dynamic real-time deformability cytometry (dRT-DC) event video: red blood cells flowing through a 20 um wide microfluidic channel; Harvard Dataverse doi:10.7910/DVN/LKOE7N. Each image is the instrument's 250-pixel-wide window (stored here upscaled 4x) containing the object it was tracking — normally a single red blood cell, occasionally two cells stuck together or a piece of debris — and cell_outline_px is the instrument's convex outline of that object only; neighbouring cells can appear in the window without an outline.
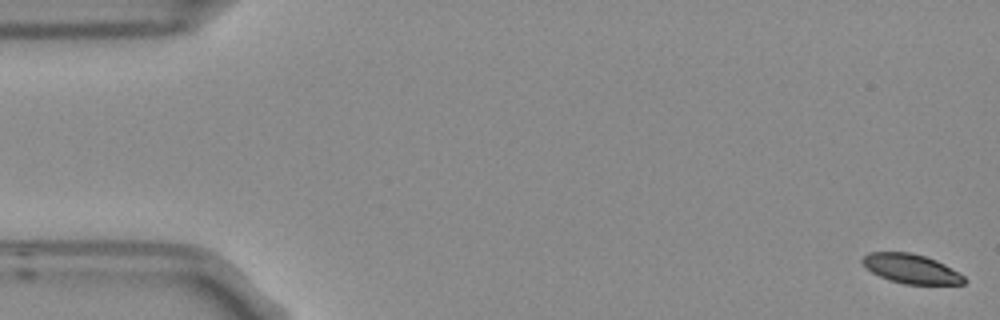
{"species": "Egyptian fruit bat (a non-hibernating species)", "species_latin": "Rousettus aegyptiacus", "temperature_condition": "room temperature", "stored_images_in_passage": 5, "camera_frame_rate_fps": 3000, "um_per_image_px": 0.085, "frame": {"image": 1, "passage_image": 1, "time_ms": 0.0, "image_size_px": [1000, 320], "cell_outline_px": [[968, 280], [964, 284], [904, 284], [880, 276], [872, 272], [860, 260], [868, 252], [912, 252], [936, 260], [944, 264], [964, 276]], "centroid_in_image_um": [77.46, 22.84], "position_along_channel_um": 7.5, "area_um2": 17.22}}